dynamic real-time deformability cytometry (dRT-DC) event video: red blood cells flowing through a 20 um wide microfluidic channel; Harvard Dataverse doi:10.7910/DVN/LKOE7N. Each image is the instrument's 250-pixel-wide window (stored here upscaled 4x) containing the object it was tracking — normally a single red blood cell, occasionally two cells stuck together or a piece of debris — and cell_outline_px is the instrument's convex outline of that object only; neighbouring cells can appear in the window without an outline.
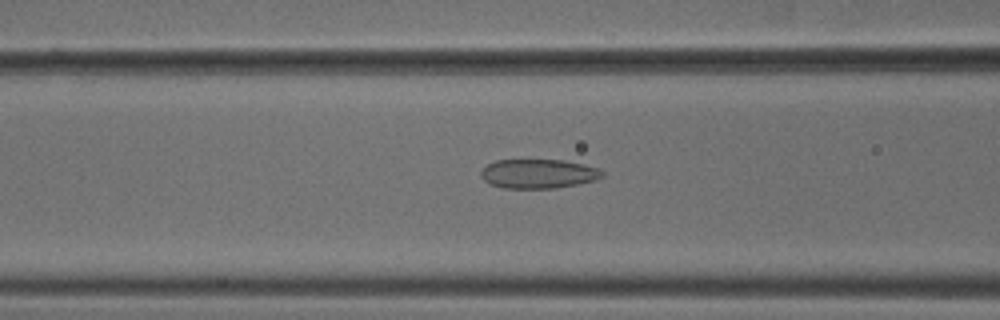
{"species": "common noctule bat (a hibernating species)", "species_latin": "Nyctalus noctula", "temperature_condition": "cold", "stored_images_in_passage": 54, "camera_frame_rate_fps": 3000, "um_per_image_px": 0.085, "animal": {"sex": "male", "body_mass_g": 18.8}, "frame": {"image": 1, "passage_image": 22, "time_ms": 7.0, "image_size_px": [1000, 320], "cell_outline_px": [[604, 176], [596, 180], [556, 188], [504, 188], [492, 184], [484, 180], [480, 176], [480, 172], [488, 164], [496, 160], [564, 160], [584, 164], [600, 168], [604, 172]], "centroid_in_image_um": [45.8, 14.76], "position_along_channel_um": 120.8, "area_um2": 20.69}}
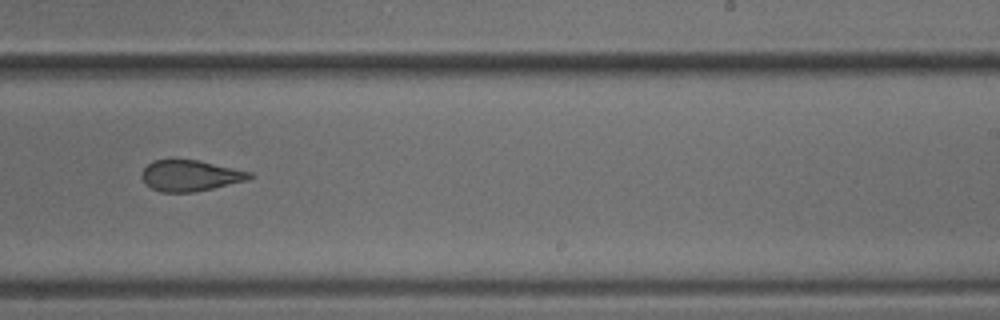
{"frame": {"image": 2, "passage_image": 34, "time_ms": 11.0, "image_size_px": [1000, 320], "cell_outline_px": [[256, 176], [248, 180], [212, 188], [192, 192], [160, 192], [152, 188], [140, 176], [144, 168], [152, 160], [200, 160], [252, 172]], "centroid_in_image_um": [16.21, 14.92], "position_along_channel_um": 272.8, "area_um2": 19.42}}
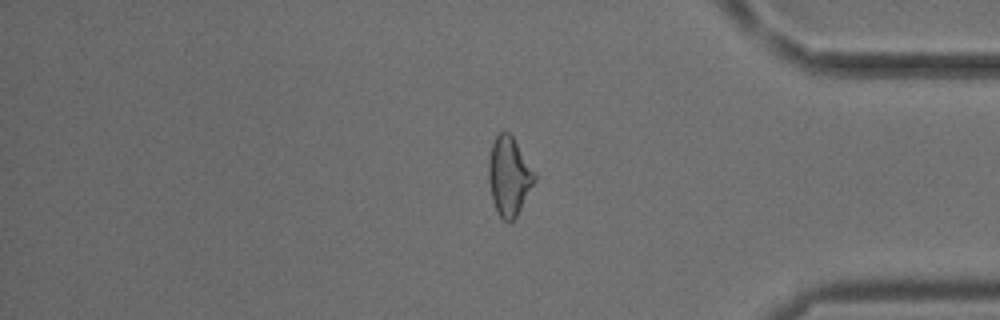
{"frame": {"image": 3, "passage_image": 45, "time_ms": 14.667, "image_size_px": [1000, 320], "cell_outline_px": [[536, 180], [516, 216], [508, 224], [496, 212], [492, 200], [488, 180], [488, 164], [492, 144], [496, 136], [500, 132], [508, 132], [512, 136], [536, 172]], "centroid_in_image_um": [43.27, 14.99], "position_along_channel_um": 391.9, "area_um2": 21.1}, "authors_computed_cell_mechanics": {"area_um2": 21.5016, "velocity_mm_per_s": 3.7985, "shape_relaxation_time_tau1_ms": null, "shape_relaxation_time_tau2_ms": 2.6325, "deformation_change_tau1": null, "deformation_change_tau2": 0.0928}}